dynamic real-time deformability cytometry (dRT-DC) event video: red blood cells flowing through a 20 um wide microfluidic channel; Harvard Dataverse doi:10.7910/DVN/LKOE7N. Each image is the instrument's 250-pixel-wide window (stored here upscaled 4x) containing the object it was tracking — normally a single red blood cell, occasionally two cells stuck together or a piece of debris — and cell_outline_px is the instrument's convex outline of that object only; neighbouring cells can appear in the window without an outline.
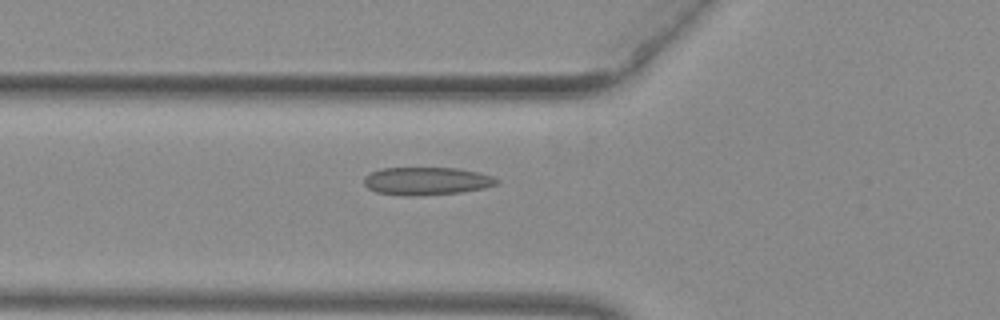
{"species": "common noctule bat (a hibernating species)", "species_latin": "Nyctalus noctula", "temperature_condition": "warm", "stored_images_in_passage": 40, "camera_frame_rate_fps": 3000, "um_per_image_px": 0.085, "animal": {"sex": "female", "body_mass_g": 29.2, "forearm_length_mm": 56.3}, "frame": {"image": 1, "passage_image": 7, "time_ms": 2.0, "image_size_px": [1000, 320], "cell_outline_px": [[500, 184], [484, 188], [460, 192], [420, 196], [400, 196], [376, 192], [368, 188], [364, 184], [364, 176], [380, 168], [456, 168], [480, 172], [492, 176], [500, 180]], "centroid_in_image_um": [36.27, 15.4], "position_along_channel_um": 89.5, "area_um2": 21.85}}
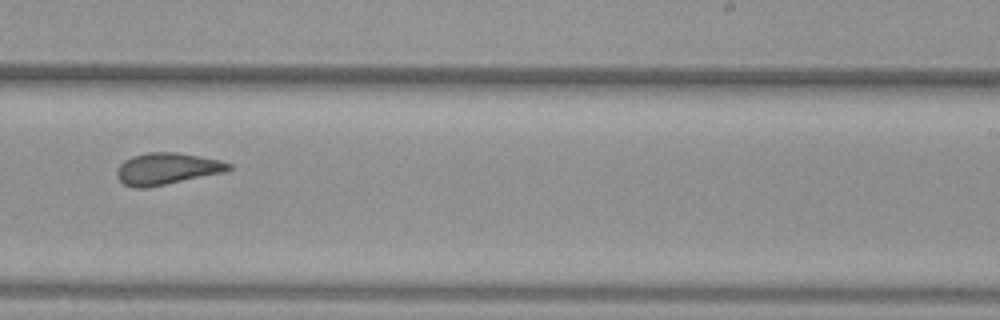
{"frame": {"image": 2, "passage_image": 21, "time_ms": 6.667, "image_size_px": [1000, 320], "cell_outline_px": [[232, 168], [228, 172], [148, 188], [132, 188], [124, 184], [116, 176], [116, 172], [120, 164], [124, 160], [132, 156], [148, 152], [176, 152], [200, 156], [220, 160], [232, 164]], "centroid_in_image_um": [14.21, 14.35], "position_along_channel_um": 274.8, "area_um2": 21.04}}
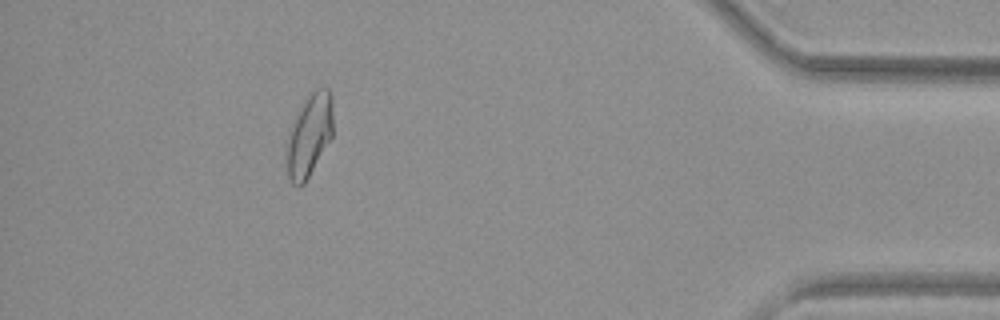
{"frame": {"image": 3, "passage_image": 35, "time_ms": 11.333, "image_size_px": [1000, 320], "cell_outline_px": [[332, 136], [304, 184], [300, 188], [296, 188], [292, 184], [288, 176], [288, 132], [296, 112], [308, 92], [312, 88], [328, 88], [332, 96]], "centroid_in_image_um": [26.29, 11.44], "position_along_channel_um": 408.9, "area_um2": 22.43}, "authors_computed_cell_mechanics": {"area_um2": 20.7791, "velocity_mm_per_s": 3.9723, "shape_relaxation_time_tau1_ms": null, "shape_relaxation_time_tau2_ms": 1.6317, "deformation_change_tau1": null, "deformation_change_tau2": 0.0791}}